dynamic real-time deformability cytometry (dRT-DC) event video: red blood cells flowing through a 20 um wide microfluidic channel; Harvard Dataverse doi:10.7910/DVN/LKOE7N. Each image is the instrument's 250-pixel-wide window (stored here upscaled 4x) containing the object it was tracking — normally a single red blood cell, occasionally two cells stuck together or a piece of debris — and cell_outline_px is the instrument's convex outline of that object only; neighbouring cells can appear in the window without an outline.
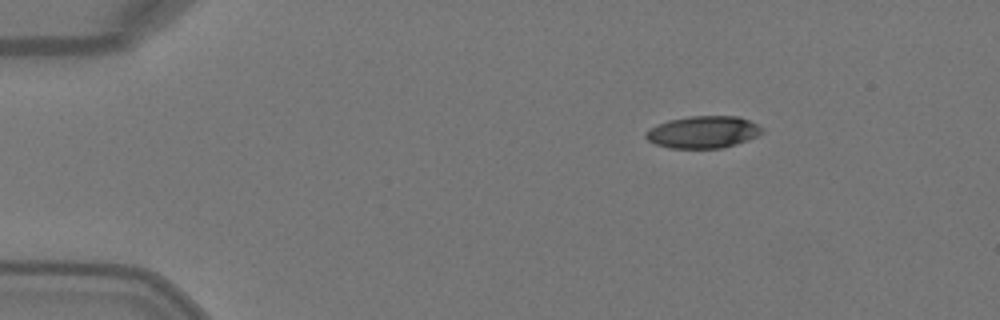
{"species": "Egyptian fruit bat (a non-hibernating species)", "species_latin": "Rousettus aegyptiacus", "temperature_condition": "warm", "stored_images_in_passage": 43, "camera_frame_rate_fps": 3000, "um_per_image_px": 0.085, "animal": {"sex": "female"}, "frame": {"image": 1, "passage_image": 1, "time_ms": 0.0, "image_size_px": [1000, 320], "cell_outline_px": [[764, 132], [748, 140], [736, 144], [720, 148], [668, 148], [656, 144], [648, 140], [644, 136], [644, 132], [668, 120], [692, 116], [736, 116], [748, 120], [764, 128]], "centroid_in_image_um": [59.78, 11.23], "position_along_channel_um": 25.2, "area_um2": 21.62}}
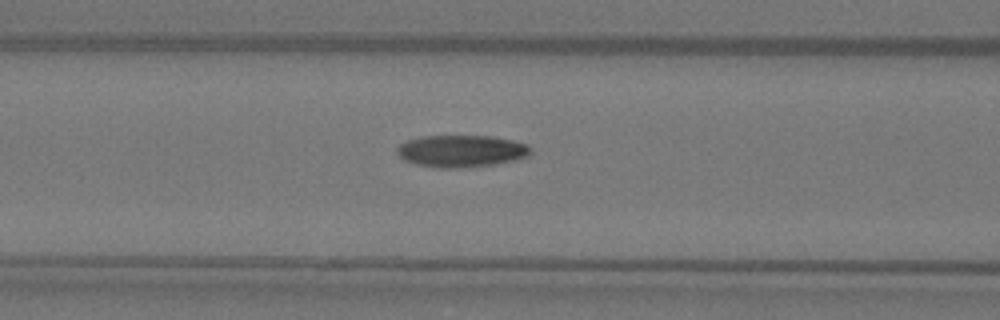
{"frame": {"image": 2, "passage_image": 14, "time_ms": 4.333, "image_size_px": [1000, 320], "cell_outline_px": [[532, 152], [528, 156], [496, 164], [460, 168], [440, 168], [416, 164], [404, 160], [396, 152], [396, 148], [400, 144], [408, 140], [420, 136], [492, 136], [512, 140], [528, 144], [532, 148]], "centroid_in_image_um": [39.22, 12.84], "position_along_channel_um": 127.4, "area_um2": 25.03}}
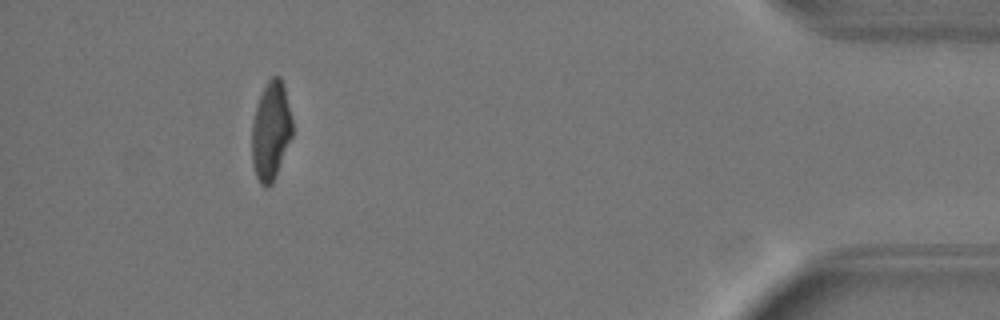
{"frame": {"image": 3, "passage_image": 39, "time_ms": 12.667, "image_size_px": [1000, 320], "cell_outline_px": [[292, 136], [276, 176], [272, 184], [268, 188], [264, 188], [260, 184], [256, 176], [252, 164], [252, 120], [256, 104], [268, 80], [272, 76], [280, 76], [284, 84], [292, 120]], "centroid_in_image_um": [23.01, 11.15], "position_along_channel_um": 412.2, "area_um2": 23.47}, "authors_computed_cell_mechanics": {"area_um2": 24.276, "velocity_mm_per_s": 4.1098, "shape_relaxation_time_tau1_ms": 4.8659, "shape_relaxation_time_tau2_ms": 2.0456, "deformation_change_tau1": 0.208, "deformation_change_tau2": 0.0572}}